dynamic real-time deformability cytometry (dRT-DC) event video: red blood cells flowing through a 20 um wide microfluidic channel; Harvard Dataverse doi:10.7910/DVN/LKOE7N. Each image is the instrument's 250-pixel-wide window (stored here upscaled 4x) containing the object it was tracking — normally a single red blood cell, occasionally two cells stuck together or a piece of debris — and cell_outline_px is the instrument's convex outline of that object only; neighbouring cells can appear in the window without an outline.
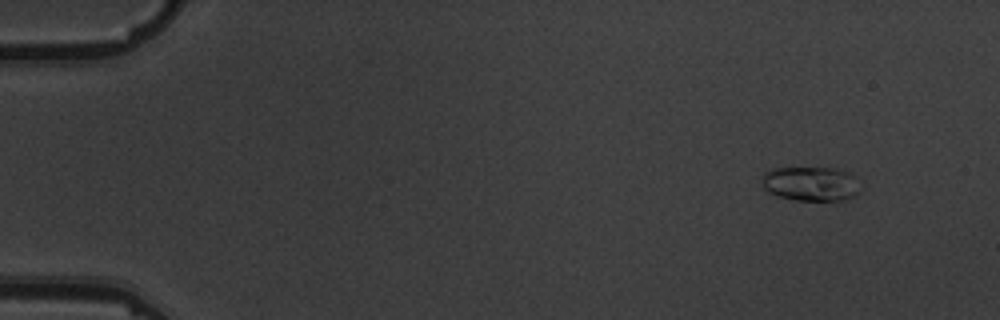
{"species": "common noctule bat (a hibernating species)", "species_latin": "Nyctalus noctula", "temperature_condition": "warm", "stored_images_in_passage": 5, "camera_frame_rate_fps": 3000, "um_per_image_px": 0.085, "animal": {"sex": "male", "body_mass_g": 19.5, "forearm_length_mm": 54.6}, "frame": {"image": 1, "passage_image": 1, "time_ms": 0.0, "image_size_px": [1000, 320], "cell_outline_px": [[860, 192], [856, 196], [844, 200], [796, 200], [780, 196], [768, 192], [764, 188], [764, 172], [772, 168], [840, 168], [848, 172], [852, 176]], "centroid_in_image_um": [68.92, 15.62], "position_along_channel_um": 16.1, "area_um2": 19.48}}